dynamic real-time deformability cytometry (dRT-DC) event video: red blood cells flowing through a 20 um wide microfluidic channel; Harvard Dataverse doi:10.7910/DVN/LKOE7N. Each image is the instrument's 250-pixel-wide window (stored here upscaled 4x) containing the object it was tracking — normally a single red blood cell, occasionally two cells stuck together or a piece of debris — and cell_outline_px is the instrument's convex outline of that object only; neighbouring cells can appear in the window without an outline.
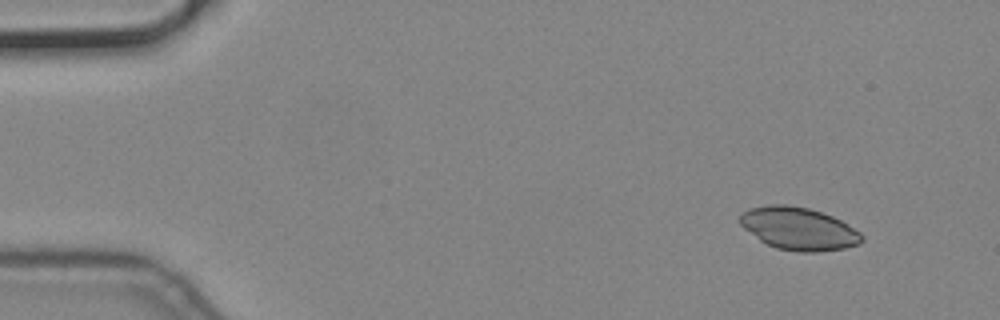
{"species": "common noctule bat (a hibernating species)", "species_latin": "Nyctalus noctula", "temperature_condition": "cold", "stored_images_in_passage": 4, "camera_frame_rate_fps": 3000, "um_per_image_px": 0.085, "animal": {"sex": "male", "body_mass_g": 19.2, "forearm_length_mm": 51.8}, "frame": {"image": 1, "passage_image": 1, "time_ms": 0.0, "image_size_px": [1000, 320], "cell_outline_px": [[864, 240], [860, 244], [844, 248], [820, 252], [800, 252], [776, 248], [760, 240], [744, 228], [740, 224], [740, 212], [752, 208], [772, 204], [788, 204], [808, 208], [832, 216], [848, 224], [860, 232], [864, 236]], "centroid_in_image_um": [67.91, 19.44], "position_along_channel_um": 17.1, "area_um2": 30.29}}